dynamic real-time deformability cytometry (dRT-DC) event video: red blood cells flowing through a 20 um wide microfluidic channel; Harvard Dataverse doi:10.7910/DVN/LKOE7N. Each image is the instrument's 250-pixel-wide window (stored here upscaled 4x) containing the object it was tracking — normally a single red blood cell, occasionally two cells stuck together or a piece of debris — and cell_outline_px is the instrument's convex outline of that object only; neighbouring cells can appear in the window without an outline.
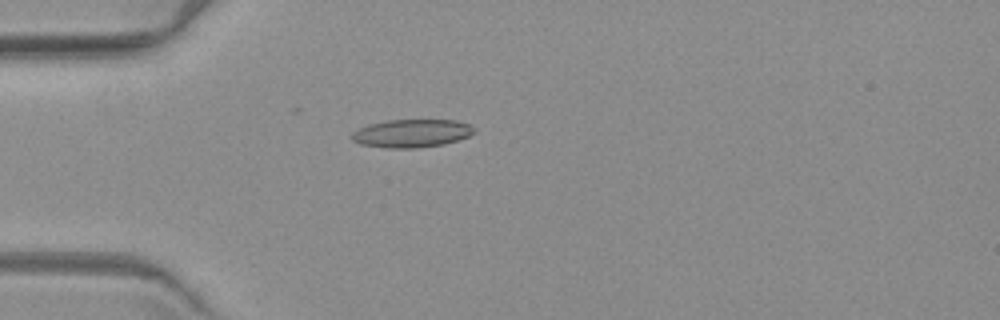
{"species": "common noctule bat (a hibernating species)", "species_latin": "Nyctalus noctula", "temperature_condition": "warm", "stored_images_in_passage": 6, "camera_frame_rate_fps": 3000, "um_per_image_px": 0.085, "animal": {"sex": "female", "body_mass_g": 19.3, "forearm_length_mm": 54.1}, "frame": {"image": 1, "passage_image": 5, "time_ms": 4.667, "image_size_px": [1000, 320], "cell_outline_px": [[476, 132], [468, 136], [444, 144], [416, 148], [388, 148], [360, 144], [352, 140], [352, 132], [368, 124], [388, 120], [456, 120], [472, 124], [476, 128]], "centroid_in_image_um": [35.03, 11.32], "position_along_channel_um": 50.0, "area_um2": 20.11}}